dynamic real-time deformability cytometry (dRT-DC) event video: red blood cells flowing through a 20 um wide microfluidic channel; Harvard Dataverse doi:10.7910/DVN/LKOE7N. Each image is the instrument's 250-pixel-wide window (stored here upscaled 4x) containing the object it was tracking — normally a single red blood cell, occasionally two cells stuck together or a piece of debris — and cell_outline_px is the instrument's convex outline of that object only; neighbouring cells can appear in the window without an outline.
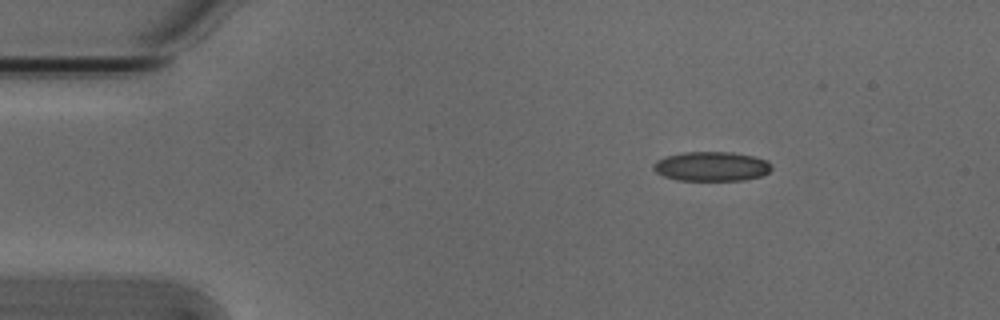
{"species": "Egyptian fruit bat (a non-hibernating species)", "species_latin": "Rousettus aegyptiacus", "temperature_condition": "cold", "stored_images_in_passage": 4, "camera_frame_rate_fps": 3000, "um_per_image_px": 0.085, "animal": {"sex": "male"}, "frame": {"image": 1, "passage_image": 2, "time_ms": 0.333, "image_size_px": [1000, 320], "cell_outline_px": [[772, 168], [768, 172], [760, 176], [744, 180], [676, 180], [664, 176], [656, 172], [652, 168], [652, 164], [656, 160], [668, 156], [684, 152], [732, 152], [752, 156], [768, 160]], "centroid_in_image_um": [60.46, 14.14], "position_along_channel_um": 24.5, "area_um2": 20.23}}